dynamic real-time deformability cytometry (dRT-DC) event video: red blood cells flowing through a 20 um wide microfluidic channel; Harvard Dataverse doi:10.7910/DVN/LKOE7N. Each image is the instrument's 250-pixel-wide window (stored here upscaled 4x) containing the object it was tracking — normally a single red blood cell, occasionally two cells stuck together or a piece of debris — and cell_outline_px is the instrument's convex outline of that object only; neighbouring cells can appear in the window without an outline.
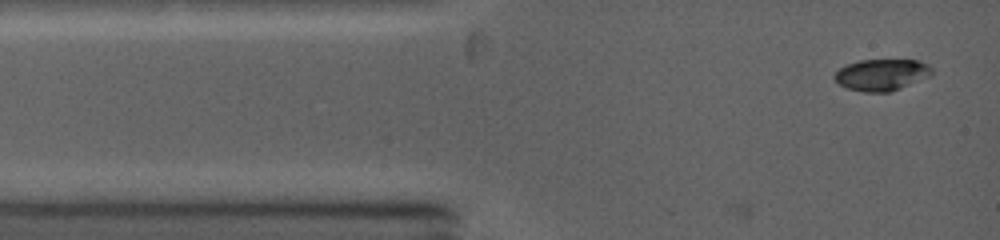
{"species": "common noctule bat (a hibernating species)", "species_latin": "Nyctalus noctula", "temperature_condition": "warm", "stored_images_in_passage": 12, "camera_frame_rate_fps": 5000, "um_per_image_px": 0.085, "animal": {"sex": "female", "body_mass_g": 19.0, "forearm_length_mm": 53.3}, "frame": {"image": 1, "passage_image": 1, "time_ms": 0.0, "image_size_px": [1000, 240], "cell_outline_px": [[932, 72], [928, 76], [892, 92], [864, 92], [848, 88], [840, 84], [832, 76], [840, 68], [848, 64], [860, 60], [916, 60], [928, 64], [932, 68]], "centroid_in_image_um": [74.93, 6.35], "position_along_channel_um": 10.1, "area_um2": 17.69}}
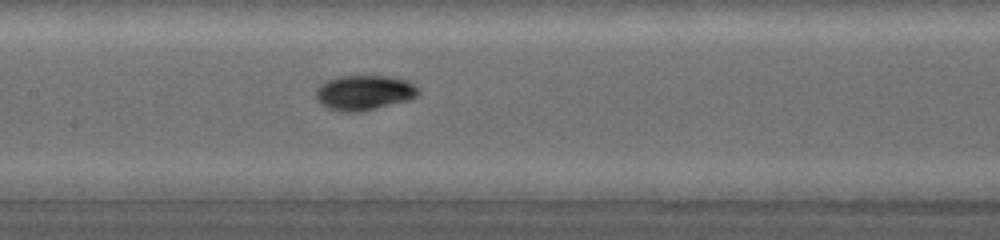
{"frame": {"image": 2, "passage_image": 9, "time_ms": 5.0, "image_size_px": [1000, 240], "cell_outline_px": [[420, 92], [416, 96], [408, 100], [360, 112], [340, 112], [328, 108], [320, 104], [316, 100], [316, 88], [320, 84], [328, 80], [344, 76], [384, 76], [404, 80], [412, 84]], "centroid_in_image_um": [30.89, 7.89], "position_along_channel_um": 176.5, "area_um2": 20.63}}